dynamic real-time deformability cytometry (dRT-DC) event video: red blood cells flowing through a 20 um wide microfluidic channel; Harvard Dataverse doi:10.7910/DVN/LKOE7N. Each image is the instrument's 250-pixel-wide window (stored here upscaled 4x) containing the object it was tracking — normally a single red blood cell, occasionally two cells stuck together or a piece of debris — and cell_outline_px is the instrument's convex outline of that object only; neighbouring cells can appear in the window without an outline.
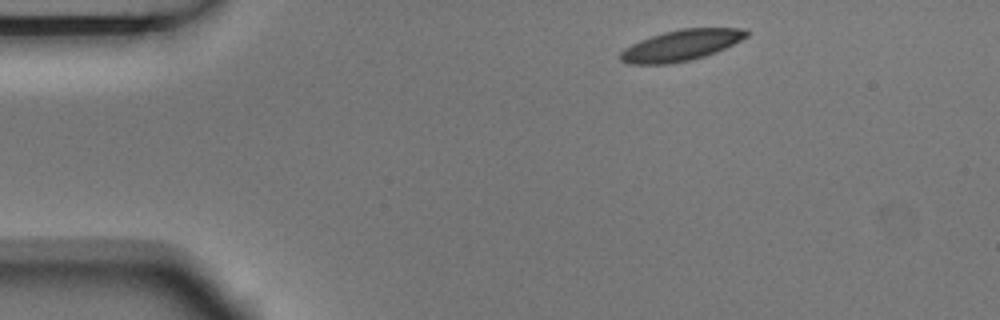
{"species": "Egyptian fruit bat (a non-hibernating species)", "species_latin": "Rousettus aegyptiacus", "temperature_condition": "room temperature", "stored_images_in_passage": 3, "camera_frame_rate_fps": 3000, "um_per_image_px": 0.085, "animal": {"sex": "male"}, "frame": {"image": 1, "passage_image": 1, "time_ms": 0.0, "image_size_px": [1000, 320], "cell_outline_px": [[748, 36], [716, 52], [692, 60], [668, 64], [628, 64], [620, 60], [620, 52], [624, 48], [640, 40], [664, 32], [680, 28], [744, 28], [748, 32]], "centroid_in_image_um": [57.87, 3.85], "position_along_channel_um": 27.1, "area_um2": 22.66}}